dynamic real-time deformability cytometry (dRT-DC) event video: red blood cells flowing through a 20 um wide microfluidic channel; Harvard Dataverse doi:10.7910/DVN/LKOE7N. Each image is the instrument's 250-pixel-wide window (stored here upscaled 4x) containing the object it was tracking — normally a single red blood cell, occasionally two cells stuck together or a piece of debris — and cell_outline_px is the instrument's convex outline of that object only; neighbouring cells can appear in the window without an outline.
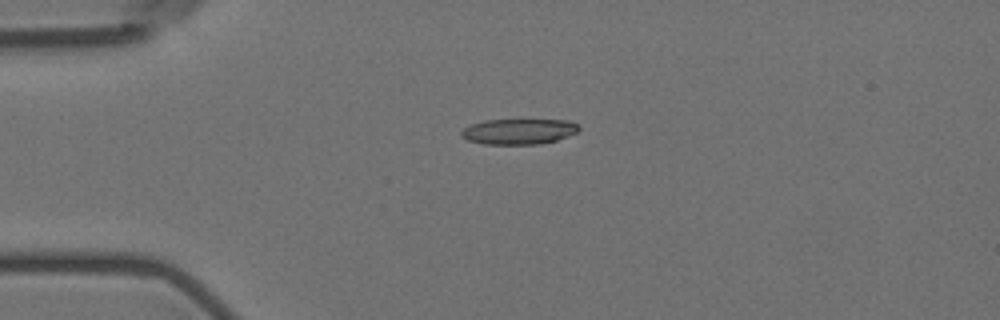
{"species": "Egyptian fruit bat (a non-hibernating species)", "species_latin": "Rousettus aegyptiacus", "temperature_condition": "room temperature", "stored_images_in_passage": 5, "camera_frame_rate_fps": 3000, "um_per_image_px": 0.085, "animal": {"sex": "female"}, "frame": {"image": 1, "passage_image": 4, "time_ms": 3.667, "image_size_px": [1000, 320], "cell_outline_px": [[580, 128], [576, 132], [568, 136], [556, 140], [540, 144], [484, 144], [468, 140], [460, 136], [460, 132], [464, 128], [472, 124], [484, 120], [572, 120], [580, 124]], "centroid_in_image_um": [44.12, 11.17], "position_along_channel_um": 40.9, "area_um2": 17.57}}